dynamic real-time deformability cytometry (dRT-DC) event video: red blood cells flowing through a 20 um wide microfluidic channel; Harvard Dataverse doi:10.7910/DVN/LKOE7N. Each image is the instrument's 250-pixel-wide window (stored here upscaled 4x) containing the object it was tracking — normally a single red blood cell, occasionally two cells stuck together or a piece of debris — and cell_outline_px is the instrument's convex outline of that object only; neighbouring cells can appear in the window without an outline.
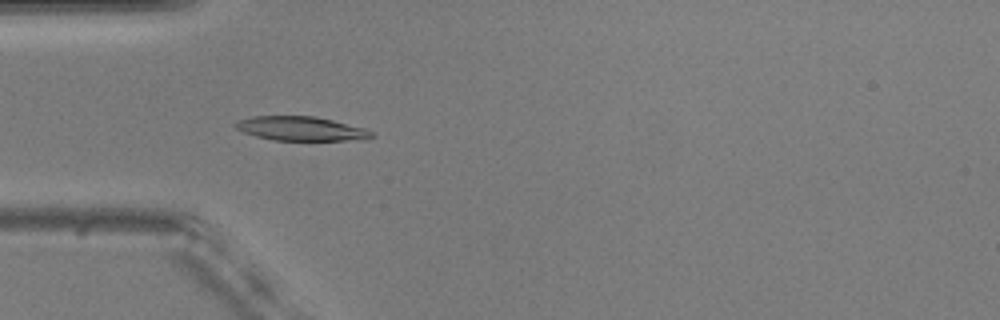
{"species": "common noctule bat (a hibernating species)", "species_latin": "Nyctalus noctula", "temperature_condition": "warm", "stored_images_in_passage": 54, "camera_frame_rate_fps": 3000, "um_per_image_px": 0.085, "animal": {"sex": "male", "body_mass_g": 20.5, "forearm_length_mm": 52.5}, "frame": {"image": 1, "passage_image": 16, "time_ms": 5.0, "image_size_px": [1000, 320], "cell_outline_px": [[376, 136], [364, 140], [272, 140], [256, 136], [244, 132], [236, 128], [232, 124], [236, 120], [252, 116], [316, 116], [364, 128], [372, 132]], "centroid_in_image_um": [25.57, 10.93], "position_along_channel_um": 59.4, "area_um2": 19.25}}
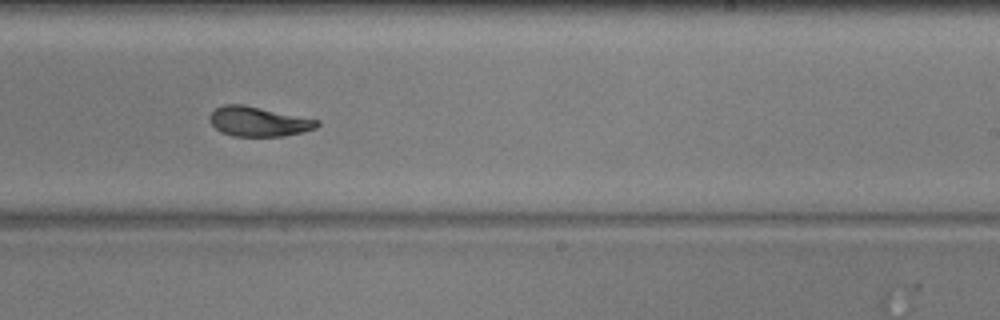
{"frame": {"image": 2, "passage_image": 33, "time_ms": 10.667, "image_size_px": [1000, 320], "cell_outline_px": [[320, 124], [316, 128], [304, 132], [284, 136], [232, 136], [220, 132], [208, 120], [208, 116], [216, 108], [224, 104], [244, 104], [320, 120]], "centroid_in_image_um": [21.97, 10.33], "position_along_channel_um": 267.0, "area_um2": 18.79}}
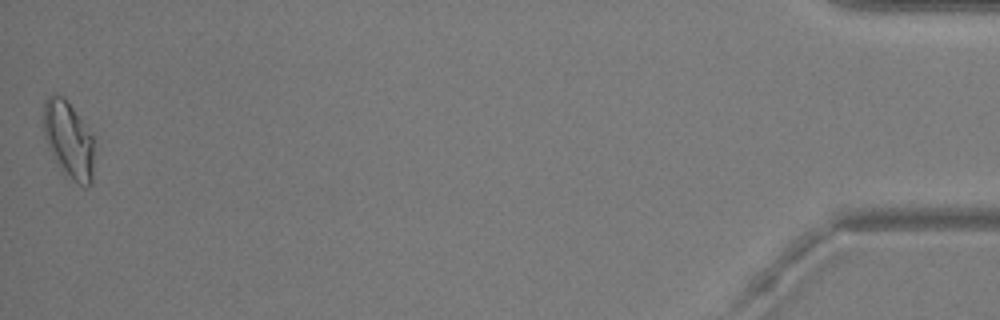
{"frame": {"image": 3, "passage_image": 54, "time_ms": 17.667, "image_size_px": [1000, 320], "cell_outline_px": [[96, 136], [92, 184], [88, 188], [84, 188], [60, 164], [48, 144], [44, 136], [44, 100], [52, 92], [64, 96]], "centroid_in_image_um": [5.92, 11.78], "position_along_channel_um": 429.3, "area_um2": 22.83}, "authors_computed_cell_mechanics": {"area_um2": 19.2763, "velocity_mm_per_s": 3.6913, "shape_relaxation_time_tau1_ms": 4.6226, "shape_relaxation_time_tau2_ms": 1.8581, "deformation_change_tau1": 0.1335, "deformation_change_tau2": 0.0675}}